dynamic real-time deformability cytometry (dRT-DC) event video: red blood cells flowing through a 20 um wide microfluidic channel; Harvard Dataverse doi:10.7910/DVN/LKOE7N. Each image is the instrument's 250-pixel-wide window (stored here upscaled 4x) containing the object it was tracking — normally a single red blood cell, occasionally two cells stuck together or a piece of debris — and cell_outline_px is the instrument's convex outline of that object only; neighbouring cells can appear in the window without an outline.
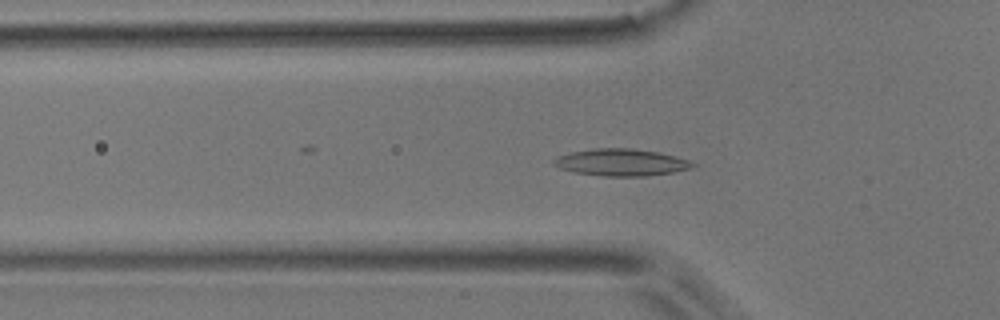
{"species": "common noctule bat (a hibernating species)", "species_latin": "Nyctalus noctula", "temperature_condition": "room temperature", "stored_images_in_passage": 39, "camera_frame_rate_fps": 3000, "um_per_image_px": 0.085, "animal": {"sex": "male", "body_mass_g": 17.9}, "frame": {"image": 1, "passage_image": 17, "time_ms": 5.333, "image_size_px": [1000, 320], "cell_outline_px": [[700, 164], [692, 168], [672, 172], [648, 176], [604, 176], [572, 172], [560, 168], [552, 164], [552, 160], [560, 156], [572, 152], [592, 148], [632, 148], [656, 152], [688, 160]], "centroid_in_image_um": [52.8, 13.81], "position_along_channel_um": 73.0, "area_um2": 21.79}}
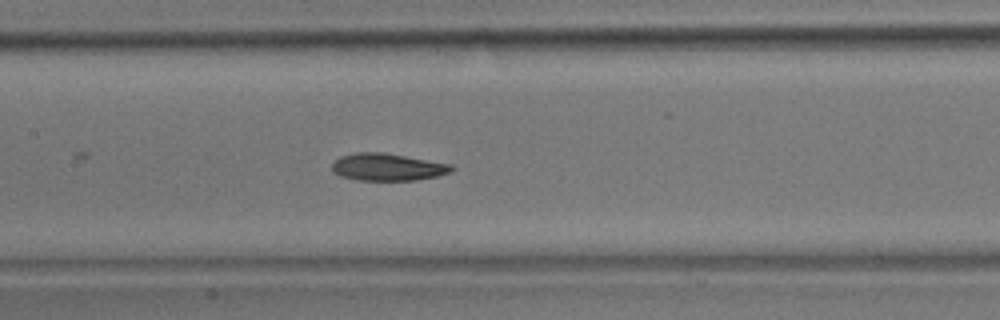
{"frame": {"image": 2, "passage_image": 25, "time_ms": 8.0, "image_size_px": [1000, 320], "cell_outline_px": [[456, 168], [452, 172], [436, 176], [416, 180], [356, 180], [340, 176], [332, 172], [332, 164], [340, 156], [356, 152], [380, 152], [452, 164]], "centroid_in_image_um": [32.94, 14.2], "position_along_channel_um": 174.5, "area_um2": 19.02}}
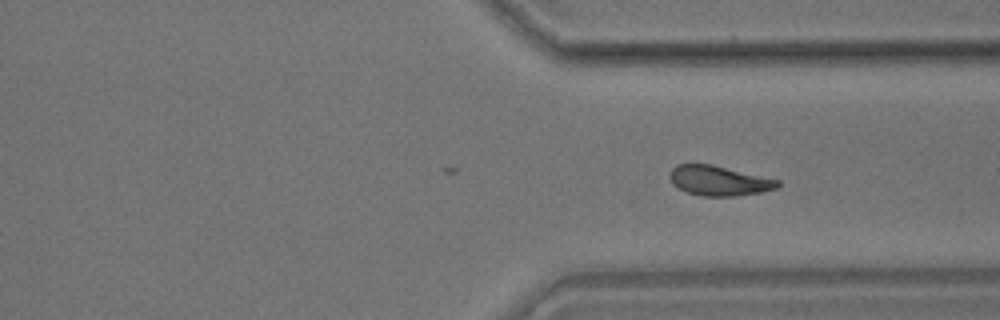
{"frame": {"image": 3, "passage_image": 39, "time_ms": 12.667, "image_size_px": [1000, 320], "cell_outline_px": [[780, 184], [776, 188], [760, 192], [736, 196], [700, 196], [688, 192], [672, 184], [668, 176], [672, 168], [676, 164], [712, 164], [780, 180]], "centroid_in_image_um": [61.09, 15.35], "position_along_channel_um": 350.3, "area_um2": 18.79}}